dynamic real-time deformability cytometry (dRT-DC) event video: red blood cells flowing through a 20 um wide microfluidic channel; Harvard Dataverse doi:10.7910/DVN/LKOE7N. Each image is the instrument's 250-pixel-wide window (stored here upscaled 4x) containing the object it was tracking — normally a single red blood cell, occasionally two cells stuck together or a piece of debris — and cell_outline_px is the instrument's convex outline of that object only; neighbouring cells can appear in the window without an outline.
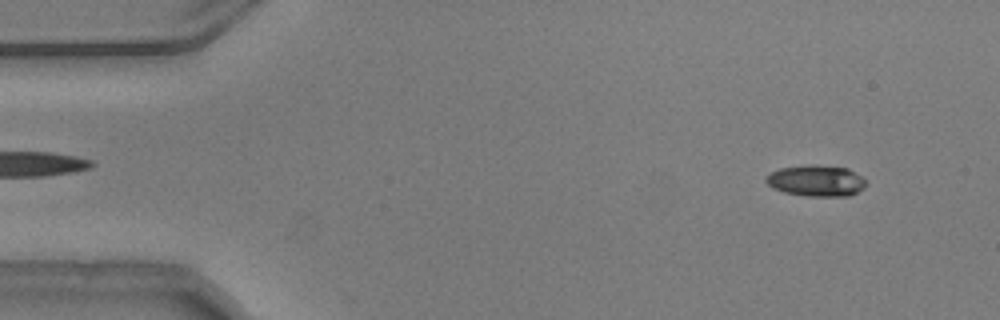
{"species": "common noctule bat (a hibernating species)", "species_latin": "Nyctalus noctula", "temperature_condition": "warm", "stored_images_in_passage": 13, "camera_frame_rate_fps": 3000, "um_per_image_px": 0.085, "animal": {"sex": "male", "body_mass_g": 20.5, "forearm_length_mm": 52.5}, "frame": {"image": 1, "passage_image": 4, "time_ms": 1.0, "image_size_px": [1000, 320], "cell_outline_px": [[864, 188], [848, 196], [804, 196], [784, 192], [772, 188], [764, 180], [772, 172], [780, 168], [812, 164], [848, 168], [860, 176], [864, 180]], "centroid_in_image_um": [69.35, 15.36], "position_along_channel_um": 15.6, "area_um2": 18.03}}